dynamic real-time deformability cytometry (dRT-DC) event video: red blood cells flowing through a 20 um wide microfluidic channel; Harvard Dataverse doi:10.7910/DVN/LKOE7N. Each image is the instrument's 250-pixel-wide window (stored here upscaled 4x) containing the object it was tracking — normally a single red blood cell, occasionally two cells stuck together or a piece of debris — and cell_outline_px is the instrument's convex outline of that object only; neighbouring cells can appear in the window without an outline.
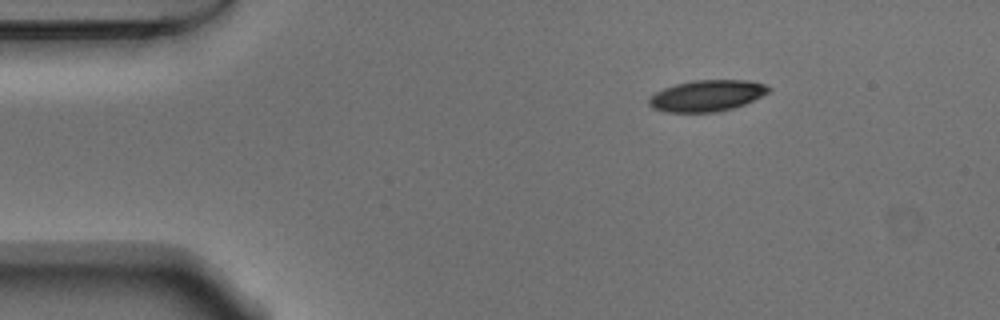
{"species": "Egyptian fruit bat (a non-hibernating species)", "species_latin": "Rousettus aegyptiacus", "temperature_condition": "warm", "stored_images_in_passage": 47, "camera_frame_rate_fps": 3000, "um_per_image_px": 0.085, "animal": {"sex": "male"}, "frame": {"image": 1, "passage_image": 1, "time_ms": 0.0, "image_size_px": [1000, 320], "cell_outline_px": [[772, 88], [768, 92], [744, 104], [732, 108], [712, 112], [664, 112], [652, 108], [648, 104], [648, 100], [656, 92], [664, 88], [676, 84], [692, 80], [748, 80], [764, 84]], "centroid_in_image_um": [60.06, 8.13], "position_along_channel_um": 24.9, "area_um2": 21.62}}
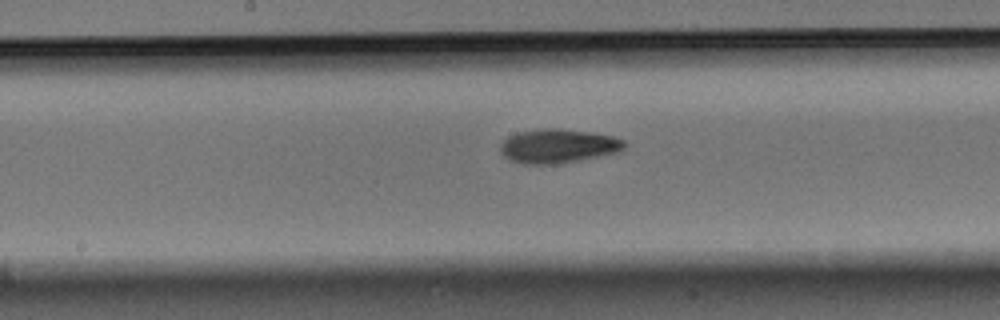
{"frame": {"image": 2, "passage_image": 20, "time_ms": 6.333, "image_size_px": [1000, 320], "cell_outline_px": [[624, 148], [616, 152], [580, 160], [560, 164], [524, 164], [512, 160], [504, 156], [500, 152], [500, 144], [508, 136], [520, 132], [544, 128], [560, 128], [588, 132], [612, 136], [624, 140]], "centroid_in_image_um": [47.4, 12.41], "position_along_channel_um": 200.8, "area_um2": 24.39}}
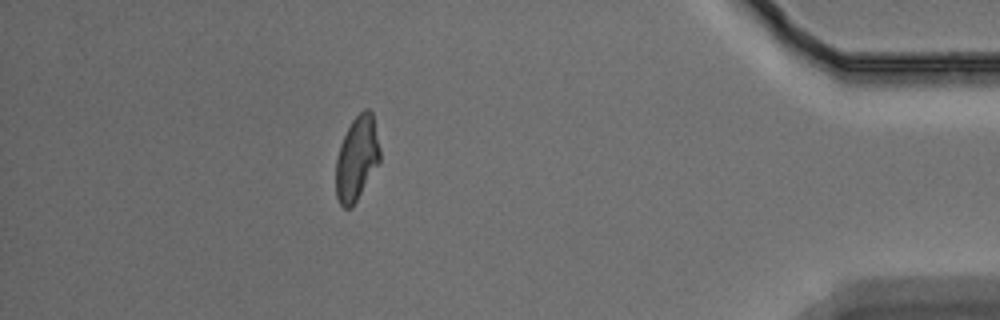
{"frame": {"image": 3, "passage_image": 40, "time_ms": 13.0, "image_size_px": [1000, 320], "cell_outline_px": [[380, 160], [352, 208], [344, 208], [340, 204], [336, 196], [336, 160], [340, 144], [352, 120], [364, 108], [368, 108], [372, 112], [380, 148]], "centroid_in_image_um": [30.32, 13.46], "position_along_channel_um": 404.9, "area_um2": 21.44}}